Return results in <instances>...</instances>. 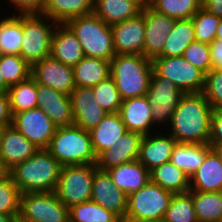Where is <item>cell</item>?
I'll use <instances>...</instances> for the list:
<instances>
[{
	"instance_id": "obj_54",
	"label": "cell",
	"mask_w": 222,
	"mask_h": 222,
	"mask_svg": "<svg viewBox=\"0 0 222 222\" xmlns=\"http://www.w3.org/2000/svg\"><path fill=\"white\" fill-rule=\"evenodd\" d=\"M0 222H17L11 215L0 213Z\"/></svg>"
},
{
	"instance_id": "obj_43",
	"label": "cell",
	"mask_w": 222,
	"mask_h": 222,
	"mask_svg": "<svg viewBox=\"0 0 222 222\" xmlns=\"http://www.w3.org/2000/svg\"><path fill=\"white\" fill-rule=\"evenodd\" d=\"M183 57L205 74L212 70L210 46L206 43L196 40L191 42L185 49Z\"/></svg>"
},
{
	"instance_id": "obj_2",
	"label": "cell",
	"mask_w": 222,
	"mask_h": 222,
	"mask_svg": "<svg viewBox=\"0 0 222 222\" xmlns=\"http://www.w3.org/2000/svg\"><path fill=\"white\" fill-rule=\"evenodd\" d=\"M61 167L46 149H39L33 156L15 165L10 176L21 193L54 192Z\"/></svg>"
},
{
	"instance_id": "obj_47",
	"label": "cell",
	"mask_w": 222,
	"mask_h": 222,
	"mask_svg": "<svg viewBox=\"0 0 222 222\" xmlns=\"http://www.w3.org/2000/svg\"><path fill=\"white\" fill-rule=\"evenodd\" d=\"M13 115L10 109L8 92L0 93V128L12 125Z\"/></svg>"
},
{
	"instance_id": "obj_37",
	"label": "cell",
	"mask_w": 222,
	"mask_h": 222,
	"mask_svg": "<svg viewBox=\"0 0 222 222\" xmlns=\"http://www.w3.org/2000/svg\"><path fill=\"white\" fill-rule=\"evenodd\" d=\"M152 9L171 18H192L202 7V0H150Z\"/></svg>"
},
{
	"instance_id": "obj_27",
	"label": "cell",
	"mask_w": 222,
	"mask_h": 222,
	"mask_svg": "<svg viewBox=\"0 0 222 222\" xmlns=\"http://www.w3.org/2000/svg\"><path fill=\"white\" fill-rule=\"evenodd\" d=\"M72 68L77 87L93 88L110 77V61L101 58L85 56Z\"/></svg>"
},
{
	"instance_id": "obj_38",
	"label": "cell",
	"mask_w": 222,
	"mask_h": 222,
	"mask_svg": "<svg viewBox=\"0 0 222 222\" xmlns=\"http://www.w3.org/2000/svg\"><path fill=\"white\" fill-rule=\"evenodd\" d=\"M0 70L8 87L17 85L31 76V65L19 55H0Z\"/></svg>"
},
{
	"instance_id": "obj_36",
	"label": "cell",
	"mask_w": 222,
	"mask_h": 222,
	"mask_svg": "<svg viewBox=\"0 0 222 222\" xmlns=\"http://www.w3.org/2000/svg\"><path fill=\"white\" fill-rule=\"evenodd\" d=\"M121 218L92 200L69 207V222H121Z\"/></svg>"
},
{
	"instance_id": "obj_41",
	"label": "cell",
	"mask_w": 222,
	"mask_h": 222,
	"mask_svg": "<svg viewBox=\"0 0 222 222\" xmlns=\"http://www.w3.org/2000/svg\"><path fill=\"white\" fill-rule=\"evenodd\" d=\"M92 90L95 99L108 114L119 112L123 99L111 76L99 82Z\"/></svg>"
},
{
	"instance_id": "obj_53",
	"label": "cell",
	"mask_w": 222,
	"mask_h": 222,
	"mask_svg": "<svg viewBox=\"0 0 222 222\" xmlns=\"http://www.w3.org/2000/svg\"><path fill=\"white\" fill-rule=\"evenodd\" d=\"M9 87L5 84L4 78L2 76L1 70H0V93L1 92H8Z\"/></svg>"
},
{
	"instance_id": "obj_16",
	"label": "cell",
	"mask_w": 222,
	"mask_h": 222,
	"mask_svg": "<svg viewBox=\"0 0 222 222\" xmlns=\"http://www.w3.org/2000/svg\"><path fill=\"white\" fill-rule=\"evenodd\" d=\"M37 105L56 127L74 125L70 95L36 82Z\"/></svg>"
},
{
	"instance_id": "obj_12",
	"label": "cell",
	"mask_w": 222,
	"mask_h": 222,
	"mask_svg": "<svg viewBox=\"0 0 222 222\" xmlns=\"http://www.w3.org/2000/svg\"><path fill=\"white\" fill-rule=\"evenodd\" d=\"M12 125L39 149H47L56 126L39 107L17 113Z\"/></svg>"
},
{
	"instance_id": "obj_10",
	"label": "cell",
	"mask_w": 222,
	"mask_h": 222,
	"mask_svg": "<svg viewBox=\"0 0 222 222\" xmlns=\"http://www.w3.org/2000/svg\"><path fill=\"white\" fill-rule=\"evenodd\" d=\"M183 95L184 92L168 78L152 75L146 97L152 110L153 125L157 129L166 130Z\"/></svg>"
},
{
	"instance_id": "obj_39",
	"label": "cell",
	"mask_w": 222,
	"mask_h": 222,
	"mask_svg": "<svg viewBox=\"0 0 222 222\" xmlns=\"http://www.w3.org/2000/svg\"><path fill=\"white\" fill-rule=\"evenodd\" d=\"M163 222H198L192 196L188 192L173 194Z\"/></svg>"
},
{
	"instance_id": "obj_24",
	"label": "cell",
	"mask_w": 222,
	"mask_h": 222,
	"mask_svg": "<svg viewBox=\"0 0 222 222\" xmlns=\"http://www.w3.org/2000/svg\"><path fill=\"white\" fill-rule=\"evenodd\" d=\"M190 190L199 192L222 191V163L213 149L206 154L203 163L190 177Z\"/></svg>"
},
{
	"instance_id": "obj_13",
	"label": "cell",
	"mask_w": 222,
	"mask_h": 222,
	"mask_svg": "<svg viewBox=\"0 0 222 222\" xmlns=\"http://www.w3.org/2000/svg\"><path fill=\"white\" fill-rule=\"evenodd\" d=\"M31 77L59 92L70 95L76 87L73 68L67 66L51 55L31 66Z\"/></svg>"
},
{
	"instance_id": "obj_15",
	"label": "cell",
	"mask_w": 222,
	"mask_h": 222,
	"mask_svg": "<svg viewBox=\"0 0 222 222\" xmlns=\"http://www.w3.org/2000/svg\"><path fill=\"white\" fill-rule=\"evenodd\" d=\"M115 54L143 55L145 40L144 15L111 25Z\"/></svg>"
},
{
	"instance_id": "obj_30",
	"label": "cell",
	"mask_w": 222,
	"mask_h": 222,
	"mask_svg": "<svg viewBox=\"0 0 222 222\" xmlns=\"http://www.w3.org/2000/svg\"><path fill=\"white\" fill-rule=\"evenodd\" d=\"M93 13L108 25L131 19L141 13V9L128 0H94Z\"/></svg>"
},
{
	"instance_id": "obj_42",
	"label": "cell",
	"mask_w": 222,
	"mask_h": 222,
	"mask_svg": "<svg viewBox=\"0 0 222 222\" xmlns=\"http://www.w3.org/2000/svg\"><path fill=\"white\" fill-rule=\"evenodd\" d=\"M21 194L11 176L0 181V213L11 215L17 221Z\"/></svg>"
},
{
	"instance_id": "obj_48",
	"label": "cell",
	"mask_w": 222,
	"mask_h": 222,
	"mask_svg": "<svg viewBox=\"0 0 222 222\" xmlns=\"http://www.w3.org/2000/svg\"><path fill=\"white\" fill-rule=\"evenodd\" d=\"M212 69L222 68V40L215 39L210 45Z\"/></svg>"
},
{
	"instance_id": "obj_34",
	"label": "cell",
	"mask_w": 222,
	"mask_h": 222,
	"mask_svg": "<svg viewBox=\"0 0 222 222\" xmlns=\"http://www.w3.org/2000/svg\"><path fill=\"white\" fill-rule=\"evenodd\" d=\"M5 14V15H4ZM0 16V55L20 56L22 42V15Z\"/></svg>"
},
{
	"instance_id": "obj_23",
	"label": "cell",
	"mask_w": 222,
	"mask_h": 222,
	"mask_svg": "<svg viewBox=\"0 0 222 222\" xmlns=\"http://www.w3.org/2000/svg\"><path fill=\"white\" fill-rule=\"evenodd\" d=\"M50 55L71 67H74L85 57L76 35L66 24L56 26L52 37Z\"/></svg>"
},
{
	"instance_id": "obj_50",
	"label": "cell",
	"mask_w": 222,
	"mask_h": 222,
	"mask_svg": "<svg viewBox=\"0 0 222 222\" xmlns=\"http://www.w3.org/2000/svg\"><path fill=\"white\" fill-rule=\"evenodd\" d=\"M10 176V169L5 165L4 161L0 158V181Z\"/></svg>"
},
{
	"instance_id": "obj_19",
	"label": "cell",
	"mask_w": 222,
	"mask_h": 222,
	"mask_svg": "<svg viewBox=\"0 0 222 222\" xmlns=\"http://www.w3.org/2000/svg\"><path fill=\"white\" fill-rule=\"evenodd\" d=\"M158 130L143 136L138 161L149 171L170 162L177 141L167 132Z\"/></svg>"
},
{
	"instance_id": "obj_46",
	"label": "cell",
	"mask_w": 222,
	"mask_h": 222,
	"mask_svg": "<svg viewBox=\"0 0 222 222\" xmlns=\"http://www.w3.org/2000/svg\"><path fill=\"white\" fill-rule=\"evenodd\" d=\"M209 146H222V109L213 110Z\"/></svg>"
},
{
	"instance_id": "obj_55",
	"label": "cell",
	"mask_w": 222,
	"mask_h": 222,
	"mask_svg": "<svg viewBox=\"0 0 222 222\" xmlns=\"http://www.w3.org/2000/svg\"><path fill=\"white\" fill-rule=\"evenodd\" d=\"M216 39L222 40V17L220 18L219 27L216 33Z\"/></svg>"
},
{
	"instance_id": "obj_11",
	"label": "cell",
	"mask_w": 222,
	"mask_h": 222,
	"mask_svg": "<svg viewBox=\"0 0 222 222\" xmlns=\"http://www.w3.org/2000/svg\"><path fill=\"white\" fill-rule=\"evenodd\" d=\"M173 193L151 180L136 192L128 195L125 218L163 221Z\"/></svg>"
},
{
	"instance_id": "obj_29",
	"label": "cell",
	"mask_w": 222,
	"mask_h": 222,
	"mask_svg": "<svg viewBox=\"0 0 222 222\" xmlns=\"http://www.w3.org/2000/svg\"><path fill=\"white\" fill-rule=\"evenodd\" d=\"M150 180L173 194L187 193L190 190V177L171 161L151 170Z\"/></svg>"
},
{
	"instance_id": "obj_28",
	"label": "cell",
	"mask_w": 222,
	"mask_h": 222,
	"mask_svg": "<svg viewBox=\"0 0 222 222\" xmlns=\"http://www.w3.org/2000/svg\"><path fill=\"white\" fill-rule=\"evenodd\" d=\"M93 0H46L43 16L58 24L93 13Z\"/></svg>"
},
{
	"instance_id": "obj_31",
	"label": "cell",
	"mask_w": 222,
	"mask_h": 222,
	"mask_svg": "<svg viewBox=\"0 0 222 222\" xmlns=\"http://www.w3.org/2000/svg\"><path fill=\"white\" fill-rule=\"evenodd\" d=\"M212 148L209 144L178 143L173 149L171 162L191 177L203 163Z\"/></svg>"
},
{
	"instance_id": "obj_51",
	"label": "cell",
	"mask_w": 222,
	"mask_h": 222,
	"mask_svg": "<svg viewBox=\"0 0 222 222\" xmlns=\"http://www.w3.org/2000/svg\"><path fill=\"white\" fill-rule=\"evenodd\" d=\"M136 4L141 10L150 5V0H128Z\"/></svg>"
},
{
	"instance_id": "obj_18",
	"label": "cell",
	"mask_w": 222,
	"mask_h": 222,
	"mask_svg": "<svg viewBox=\"0 0 222 222\" xmlns=\"http://www.w3.org/2000/svg\"><path fill=\"white\" fill-rule=\"evenodd\" d=\"M74 125L85 131L95 128L108 114L95 99L92 88L75 87L70 94Z\"/></svg>"
},
{
	"instance_id": "obj_44",
	"label": "cell",
	"mask_w": 222,
	"mask_h": 222,
	"mask_svg": "<svg viewBox=\"0 0 222 222\" xmlns=\"http://www.w3.org/2000/svg\"><path fill=\"white\" fill-rule=\"evenodd\" d=\"M202 93L212 109H222V68L212 69L205 75Z\"/></svg>"
},
{
	"instance_id": "obj_1",
	"label": "cell",
	"mask_w": 222,
	"mask_h": 222,
	"mask_svg": "<svg viewBox=\"0 0 222 222\" xmlns=\"http://www.w3.org/2000/svg\"><path fill=\"white\" fill-rule=\"evenodd\" d=\"M212 113L202 92L184 93L166 131L178 143L209 144Z\"/></svg>"
},
{
	"instance_id": "obj_8",
	"label": "cell",
	"mask_w": 222,
	"mask_h": 222,
	"mask_svg": "<svg viewBox=\"0 0 222 222\" xmlns=\"http://www.w3.org/2000/svg\"><path fill=\"white\" fill-rule=\"evenodd\" d=\"M17 222H69V208L55 192L22 193Z\"/></svg>"
},
{
	"instance_id": "obj_45",
	"label": "cell",
	"mask_w": 222,
	"mask_h": 222,
	"mask_svg": "<svg viewBox=\"0 0 222 222\" xmlns=\"http://www.w3.org/2000/svg\"><path fill=\"white\" fill-rule=\"evenodd\" d=\"M6 4H9L10 9L14 8L9 15H32L43 13L46 0H7Z\"/></svg>"
},
{
	"instance_id": "obj_14",
	"label": "cell",
	"mask_w": 222,
	"mask_h": 222,
	"mask_svg": "<svg viewBox=\"0 0 222 222\" xmlns=\"http://www.w3.org/2000/svg\"><path fill=\"white\" fill-rule=\"evenodd\" d=\"M145 22L143 55L153 59L163 52L167 35L172 31L177 19L155 11L150 6L141 10Z\"/></svg>"
},
{
	"instance_id": "obj_33",
	"label": "cell",
	"mask_w": 222,
	"mask_h": 222,
	"mask_svg": "<svg viewBox=\"0 0 222 222\" xmlns=\"http://www.w3.org/2000/svg\"><path fill=\"white\" fill-rule=\"evenodd\" d=\"M198 222H222V191L199 192L189 190Z\"/></svg>"
},
{
	"instance_id": "obj_35",
	"label": "cell",
	"mask_w": 222,
	"mask_h": 222,
	"mask_svg": "<svg viewBox=\"0 0 222 222\" xmlns=\"http://www.w3.org/2000/svg\"><path fill=\"white\" fill-rule=\"evenodd\" d=\"M11 113H17L37 108L36 81L30 76L8 89Z\"/></svg>"
},
{
	"instance_id": "obj_5",
	"label": "cell",
	"mask_w": 222,
	"mask_h": 222,
	"mask_svg": "<svg viewBox=\"0 0 222 222\" xmlns=\"http://www.w3.org/2000/svg\"><path fill=\"white\" fill-rule=\"evenodd\" d=\"M66 25L76 35L85 56L110 61L116 55L111 25L94 13L70 19Z\"/></svg>"
},
{
	"instance_id": "obj_20",
	"label": "cell",
	"mask_w": 222,
	"mask_h": 222,
	"mask_svg": "<svg viewBox=\"0 0 222 222\" xmlns=\"http://www.w3.org/2000/svg\"><path fill=\"white\" fill-rule=\"evenodd\" d=\"M142 139L143 135L126 131L116 140L112 148L104 150L97 156L96 167L106 171L123 163L138 160Z\"/></svg>"
},
{
	"instance_id": "obj_21",
	"label": "cell",
	"mask_w": 222,
	"mask_h": 222,
	"mask_svg": "<svg viewBox=\"0 0 222 222\" xmlns=\"http://www.w3.org/2000/svg\"><path fill=\"white\" fill-rule=\"evenodd\" d=\"M118 113L127 131L145 136L159 130L153 125L152 110L146 95L123 100Z\"/></svg>"
},
{
	"instance_id": "obj_49",
	"label": "cell",
	"mask_w": 222,
	"mask_h": 222,
	"mask_svg": "<svg viewBox=\"0 0 222 222\" xmlns=\"http://www.w3.org/2000/svg\"><path fill=\"white\" fill-rule=\"evenodd\" d=\"M202 7L218 17H222V0H202Z\"/></svg>"
},
{
	"instance_id": "obj_22",
	"label": "cell",
	"mask_w": 222,
	"mask_h": 222,
	"mask_svg": "<svg viewBox=\"0 0 222 222\" xmlns=\"http://www.w3.org/2000/svg\"><path fill=\"white\" fill-rule=\"evenodd\" d=\"M39 150L13 125L2 128L0 139V158L11 170L15 165L24 162Z\"/></svg>"
},
{
	"instance_id": "obj_32",
	"label": "cell",
	"mask_w": 222,
	"mask_h": 222,
	"mask_svg": "<svg viewBox=\"0 0 222 222\" xmlns=\"http://www.w3.org/2000/svg\"><path fill=\"white\" fill-rule=\"evenodd\" d=\"M194 25L192 19L176 20L174 28L167 35L163 52L159 56H183L189 44L195 41Z\"/></svg>"
},
{
	"instance_id": "obj_52",
	"label": "cell",
	"mask_w": 222,
	"mask_h": 222,
	"mask_svg": "<svg viewBox=\"0 0 222 222\" xmlns=\"http://www.w3.org/2000/svg\"><path fill=\"white\" fill-rule=\"evenodd\" d=\"M121 222H163L160 220H151V219H135V218H124Z\"/></svg>"
},
{
	"instance_id": "obj_7",
	"label": "cell",
	"mask_w": 222,
	"mask_h": 222,
	"mask_svg": "<svg viewBox=\"0 0 222 222\" xmlns=\"http://www.w3.org/2000/svg\"><path fill=\"white\" fill-rule=\"evenodd\" d=\"M94 174L95 164L62 166L54 192L68 208L89 201Z\"/></svg>"
},
{
	"instance_id": "obj_26",
	"label": "cell",
	"mask_w": 222,
	"mask_h": 222,
	"mask_svg": "<svg viewBox=\"0 0 222 222\" xmlns=\"http://www.w3.org/2000/svg\"><path fill=\"white\" fill-rule=\"evenodd\" d=\"M127 131L119 113L107 114L102 121L89 131L92 147L96 156L112 148Z\"/></svg>"
},
{
	"instance_id": "obj_17",
	"label": "cell",
	"mask_w": 222,
	"mask_h": 222,
	"mask_svg": "<svg viewBox=\"0 0 222 222\" xmlns=\"http://www.w3.org/2000/svg\"><path fill=\"white\" fill-rule=\"evenodd\" d=\"M91 200L105 209L114 212L121 219H124L126 216L128 195L120 191L112 181L109 173L98 169L96 164L92 182Z\"/></svg>"
},
{
	"instance_id": "obj_6",
	"label": "cell",
	"mask_w": 222,
	"mask_h": 222,
	"mask_svg": "<svg viewBox=\"0 0 222 222\" xmlns=\"http://www.w3.org/2000/svg\"><path fill=\"white\" fill-rule=\"evenodd\" d=\"M58 23L42 14L22 15L20 56L31 66L50 56L53 33Z\"/></svg>"
},
{
	"instance_id": "obj_4",
	"label": "cell",
	"mask_w": 222,
	"mask_h": 222,
	"mask_svg": "<svg viewBox=\"0 0 222 222\" xmlns=\"http://www.w3.org/2000/svg\"><path fill=\"white\" fill-rule=\"evenodd\" d=\"M61 166L96 164L90 134L76 125L57 127L46 149Z\"/></svg>"
},
{
	"instance_id": "obj_25",
	"label": "cell",
	"mask_w": 222,
	"mask_h": 222,
	"mask_svg": "<svg viewBox=\"0 0 222 222\" xmlns=\"http://www.w3.org/2000/svg\"><path fill=\"white\" fill-rule=\"evenodd\" d=\"M114 184L126 195L138 191L150 181V171L138 160L106 170Z\"/></svg>"
},
{
	"instance_id": "obj_9",
	"label": "cell",
	"mask_w": 222,
	"mask_h": 222,
	"mask_svg": "<svg viewBox=\"0 0 222 222\" xmlns=\"http://www.w3.org/2000/svg\"><path fill=\"white\" fill-rule=\"evenodd\" d=\"M152 75L168 78L184 93H200L205 84V73L194 67L183 56H157L152 59Z\"/></svg>"
},
{
	"instance_id": "obj_3",
	"label": "cell",
	"mask_w": 222,
	"mask_h": 222,
	"mask_svg": "<svg viewBox=\"0 0 222 222\" xmlns=\"http://www.w3.org/2000/svg\"><path fill=\"white\" fill-rule=\"evenodd\" d=\"M153 73L152 59L139 54H116L110 76L123 100L146 95Z\"/></svg>"
},
{
	"instance_id": "obj_40",
	"label": "cell",
	"mask_w": 222,
	"mask_h": 222,
	"mask_svg": "<svg viewBox=\"0 0 222 222\" xmlns=\"http://www.w3.org/2000/svg\"><path fill=\"white\" fill-rule=\"evenodd\" d=\"M191 19L195 40L210 45L216 39L220 17L201 7Z\"/></svg>"
},
{
	"instance_id": "obj_56",
	"label": "cell",
	"mask_w": 222,
	"mask_h": 222,
	"mask_svg": "<svg viewBox=\"0 0 222 222\" xmlns=\"http://www.w3.org/2000/svg\"><path fill=\"white\" fill-rule=\"evenodd\" d=\"M210 147L217 153L222 163V146H210Z\"/></svg>"
}]
</instances>
